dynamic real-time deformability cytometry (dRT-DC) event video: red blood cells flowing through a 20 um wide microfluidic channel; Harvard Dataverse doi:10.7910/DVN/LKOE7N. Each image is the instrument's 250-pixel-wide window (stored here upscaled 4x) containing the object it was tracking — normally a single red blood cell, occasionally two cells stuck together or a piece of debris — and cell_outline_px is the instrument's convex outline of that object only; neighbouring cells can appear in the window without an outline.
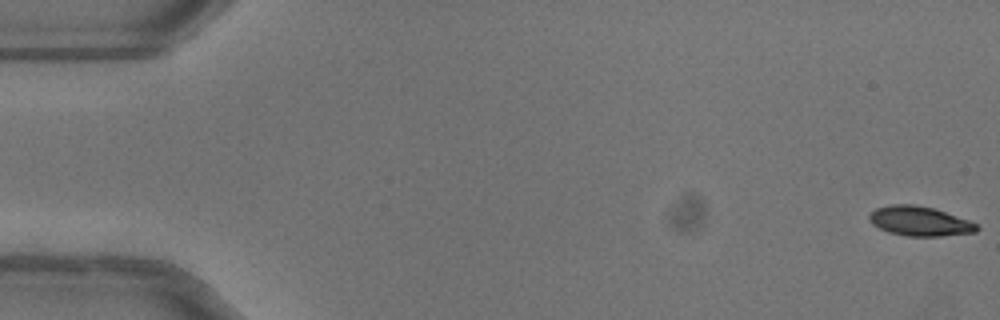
{"species": "common noctule bat (a hibernating species)", "species_latin": "Nyctalus noctula", "temperature_condition": "warm", "stored_images_in_passage": 16, "camera_frame_rate_fps": 3000, "um_per_image_px": 0.085, "animal": {"sex": "female"}, "frame": {"image": 1, "passage_image": 1, "time_ms": 0.0, "image_size_px": [1000, 320], "cell_outline_px": [[980, 228], [976, 232], [940, 236], [908, 236], [888, 232], [872, 224], [868, 216], [876, 208], [892, 204], [912, 204], [932, 208], [968, 220], [976, 224]], "centroid_in_image_um": [78.16, 18.8], "position_along_channel_um": 6.8, "area_um2": 18.26}}
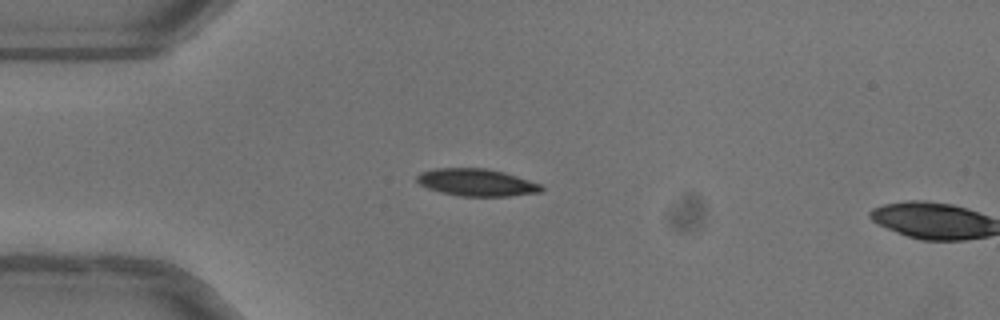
{"frame": {"image": 2, "passage_image": 14, "time_ms": 4.333, "image_size_px": [1000, 320], "cell_outline_px": [[544, 188], [540, 192], [508, 196], [460, 196], [440, 192], [428, 188], [420, 184], [416, 180], [416, 176], [420, 172], [436, 168], [488, 168], [504, 172], [540, 184]], "centroid_in_image_um": [40.48, 15.5], "position_along_channel_um": 44.5, "area_um2": 19.71}}